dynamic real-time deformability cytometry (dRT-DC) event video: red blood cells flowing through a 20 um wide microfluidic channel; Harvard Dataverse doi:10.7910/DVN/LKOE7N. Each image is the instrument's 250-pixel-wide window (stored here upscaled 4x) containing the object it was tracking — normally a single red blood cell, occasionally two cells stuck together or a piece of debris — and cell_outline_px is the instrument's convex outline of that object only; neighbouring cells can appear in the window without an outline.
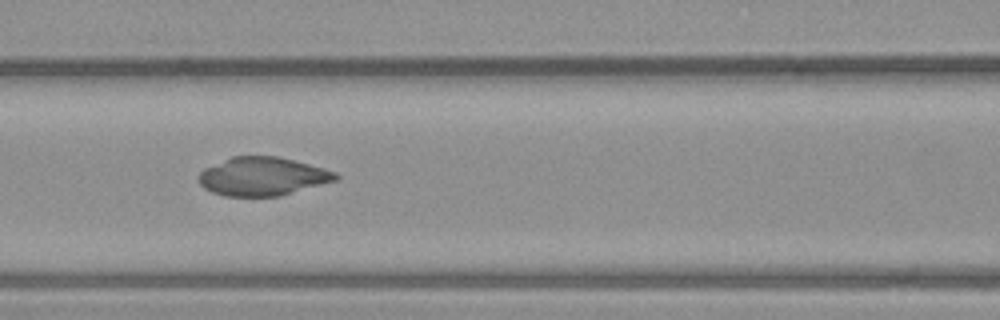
{"species": "common noctule bat (a hibernating species)", "species_latin": "Nyctalus noctula", "temperature_condition": "warm", "stored_images_in_passage": 36, "camera_frame_rate_fps": 3000, "um_per_image_px": 0.085, "animal": {"sex": "male", "body_mass_g": 23.1, "forearm_length_mm": 52.7}, "frame": {"image": 1, "passage_image": 20, "time_ms": 6.333, "image_size_px": [1000, 320], "cell_outline_px": [[340, 180], [280, 196], [224, 196], [212, 192], [204, 188], [200, 184], [200, 172], [204, 168], [232, 156], [276, 156], [324, 168], [336, 172], [340, 176]], "centroid_in_image_um": [22.36, 15.0], "position_along_channel_um": 144.2, "area_um2": 30.75}}
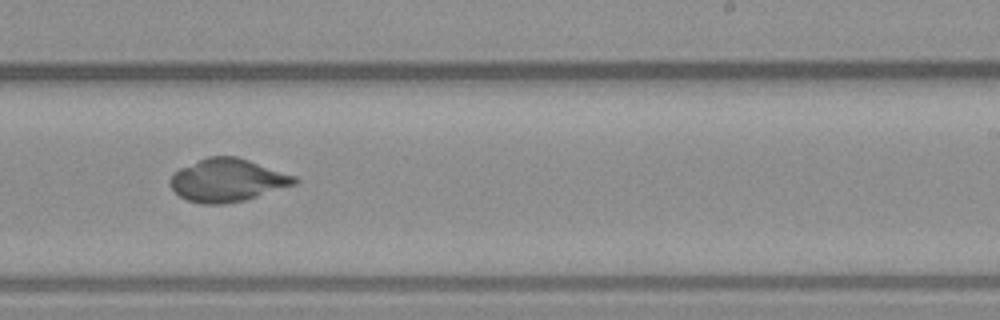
{"frame": {"image": 2, "passage_image": 30, "time_ms": 9.667, "image_size_px": [1000, 320], "cell_outline_px": [[300, 180], [296, 184], [244, 200], [224, 204], [200, 204], [188, 200], [180, 196], [168, 184], [168, 180], [180, 168], [208, 156], [236, 156], [296, 176]], "centroid_in_image_um": [19.32, 15.32], "position_along_channel_um": 269.7, "area_um2": 30.87}}
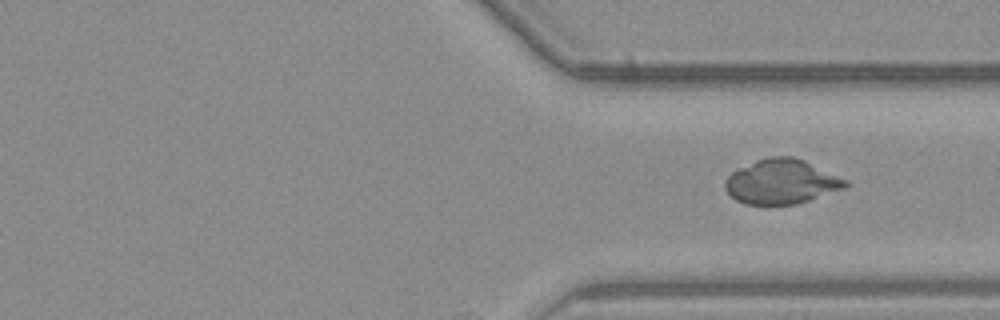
{"frame": {"image": 3, "passage_image": 36, "time_ms": 11.667, "image_size_px": [1000, 320], "cell_outline_px": [[848, 184], [844, 188], [796, 204], [744, 204], [736, 200], [724, 188], [724, 180], [732, 172], [756, 160], [768, 156], [792, 156], [804, 160], [848, 180]], "centroid_in_image_um": [66.41, 15.43], "position_along_channel_um": 345.0, "area_um2": 31.04}}